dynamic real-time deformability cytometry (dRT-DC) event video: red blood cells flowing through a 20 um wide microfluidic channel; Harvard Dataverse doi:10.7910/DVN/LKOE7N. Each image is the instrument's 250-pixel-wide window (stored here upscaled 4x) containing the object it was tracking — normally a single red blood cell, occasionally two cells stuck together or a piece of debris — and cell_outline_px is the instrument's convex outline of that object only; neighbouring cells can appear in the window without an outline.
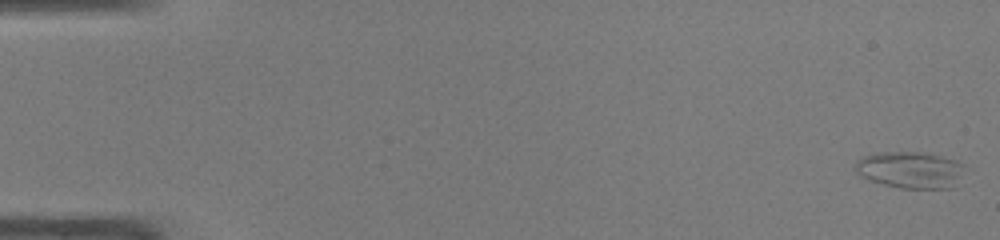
{"species": "common noctule bat (a hibernating species)", "species_latin": "Nyctalus noctula", "temperature_condition": "warm", "stored_images_in_passage": 49, "camera_frame_rate_fps": 3000, "um_per_image_px": 0.085, "animal": {"sex": "male", "body_mass_g": 19.0, "forearm_length_mm": 50.8}, "frame": {"image": 1, "passage_image": 1, "time_ms": 0.0, "image_size_px": [1000, 240], "cell_outline_px": [[964, 164], [956, 188], [900, 188], [884, 184], [860, 176], [852, 168], [856, 160], [864, 156], [876, 152], [924, 152], [956, 160]], "centroid_in_image_um": [77.35, 14.43], "position_along_channel_um": 7.7, "area_um2": 23.52}}
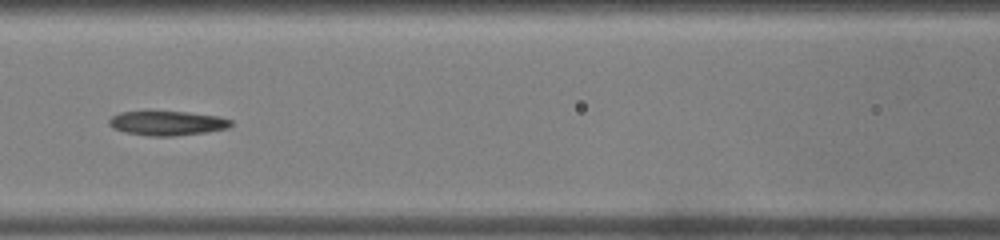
{"frame": {"image": 2, "passage_image": 23, "time_ms": 7.333, "image_size_px": [1000, 240], "cell_outline_px": [[232, 124], [228, 128], [204, 132], [172, 136], [152, 136], [128, 132], [112, 128], [108, 124], [108, 120], [112, 116], [120, 112], [144, 108], [188, 112], [216, 116], [232, 120]], "centroid_in_image_um": [14.13, 10.41], "position_along_channel_um": 152.5, "area_um2": 17.98}}
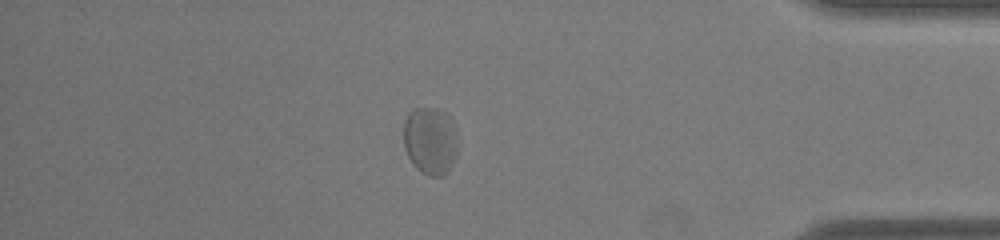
{"frame": {"image": 3, "passage_image": 43, "time_ms": 14.0, "image_size_px": [1000, 240], "cell_outline_px": [[460, 144], [456, 156], [448, 172], [444, 176], [428, 176], [420, 172], [412, 164], [404, 148], [404, 120], [408, 112], [416, 108], [436, 108], [444, 112], [448, 116], [456, 128]], "centroid_in_image_um": [36.6, 11.98], "position_along_channel_um": 398.6, "area_um2": 22.02}, "authors_computed_cell_mechanics": {"area_um2": 19.4786, "velocity_mm_per_s": 4.1539, "shape_relaxation_time_tau1_ms": null, "shape_relaxation_time_tau2_ms": 1.6812, "deformation_change_tau1": null, "deformation_change_tau2": 0.0817}}